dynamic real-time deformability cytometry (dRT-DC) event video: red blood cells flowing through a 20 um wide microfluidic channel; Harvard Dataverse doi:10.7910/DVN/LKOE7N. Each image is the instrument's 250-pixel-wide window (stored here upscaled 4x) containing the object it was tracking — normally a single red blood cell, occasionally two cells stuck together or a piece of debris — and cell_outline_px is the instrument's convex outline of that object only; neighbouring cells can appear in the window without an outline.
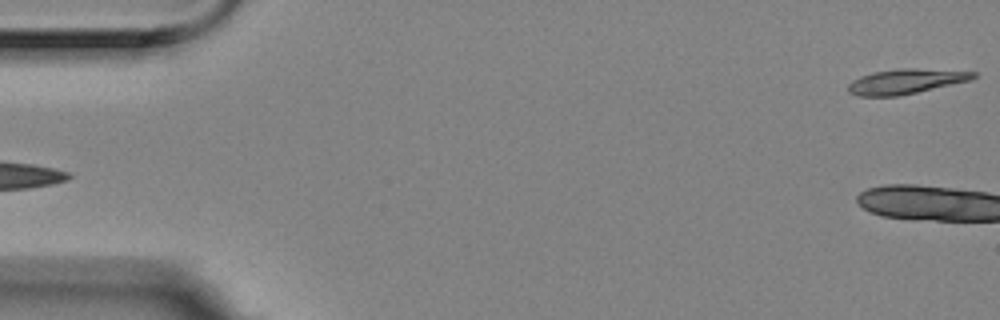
{"species": "Egyptian fruit bat (a non-hibernating species)", "species_latin": "Rousettus aegyptiacus", "temperature_condition": "room temperature", "stored_images_in_passage": 5, "segment_of_instrument_passage": [2, 2], "camera_frame_rate_fps": 3000, "um_per_image_px": 0.085, "animal": {"sex": "female"}, "frame": {"image": 1, "passage_image": 5, "time_ms": 1.333, "image_size_px": [1000, 320], "cell_outline_px": [[976, 76], [972, 80], [900, 96], [856, 96], [848, 92], [848, 84], [852, 80], [860, 76], [872, 72], [900, 68], [916, 68], [976, 72]], "centroid_in_image_um": [76.97, 6.92], "position_along_channel_um": 8.0, "area_um2": 18.32}}